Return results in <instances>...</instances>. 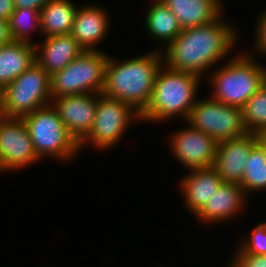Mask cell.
Instances as JSON below:
<instances>
[{
    "mask_svg": "<svg viewBox=\"0 0 266 267\" xmlns=\"http://www.w3.org/2000/svg\"><path fill=\"white\" fill-rule=\"evenodd\" d=\"M237 30L224 21L223 14L210 24L182 29L164 49V64L172 70L196 74L202 78L235 47Z\"/></svg>",
    "mask_w": 266,
    "mask_h": 267,
    "instance_id": "cell-1",
    "label": "cell"
},
{
    "mask_svg": "<svg viewBox=\"0 0 266 267\" xmlns=\"http://www.w3.org/2000/svg\"><path fill=\"white\" fill-rule=\"evenodd\" d=\"M154 50L121 61L109 55L101 94L126 102L141 114L151 100L156 76L164 64L162 50Z\"/></svg>",
    "mask_w": 266,
    "mask_h": 267,
    "instance_id": "cell-2",
    "label": "cell"
},
{
    "mask_svg": "<svg viewBox=\"0 0 266 267\" xmlns=\"http://www.w3.org/2000/svg\"><path fill=\"white\" fill-rule=\"evenodd\" d=\"M201 77L162 65L155 79L151 100L140 121L160 123L179 116L186 121L195 105Z\"/></svg>",
    "mask_w": 266,
    "mask_h": 267,
    "instance_id": "cell-3",
    "label": "cell"
},
{
    "mask_svg": "<svg viewBox=\"0 0 266 267\" xmlns=\"http://www.w3.org/2000/svg\"><path fill=\"white\" fill-rule=\"evenodd\" d=\"M239 53L210 73L209 96L226 105L242 108L266 82V67L249 53Z\"/></svg>",
    "mask_w": 266,
    "mask_h": 267,
    "instance_id": "cell-4",
    "label": "cell"
},
{
    "mask_svg": "<svg viewBox=\"0 0 266 267\" xmlns=\"http://www.w3.org/2000/svg\"><path fill=\"white\" fill-rule=\"evenodd\" d=\"M38 157L67 162L77 157L79 144L68 133L56 108L51 104L22 117Z\"/></svg>",
    "mask_w": 266,
    "mask_h": 267,
    "instance_id": "cell-5",
    "label": "cell"
},
{
    "mask_svg": "<svg viewBox=\"0 0 266 267\" xmlns=\"http://www.w3.org/2000/svg\"><path fill=\"white\" fill-rule=\"evenodd\" d=\"M52 103L50 75L33 63L1 90V116L22 118Z\"/></svg>",
    "mask_w": 266,
    "mask_h": 267,
    "instance_id": "cell-6",
    "label": "cell"
},
{
    "mask_svg": "<svg viewBox=\"0 0 266 267\" xmlns=\"http://www.w3.org/2000/svg\"><path fill=\"white\" fill-rule=\"evenodd\" d=\"M108 58L109 54L101 49L84 51L63 70L51 75L52 99L64 95L101 94Z\"/></svg>",
    "mask_w": 266,
    "mask_h": 267,
    "instance_id": "cell-7",
    "label": "cell"
},
{
    "mask_svg": "<svg viewBox=\"0 0 266 267\" xmlns=\"http://www.w3.org/2000/svg\"><path fill=\"white\" fill-rule=\"evenodd\" d=\"M140 122V113L131 105L100 94L92 129L79 143V150L92 145L97 150H109L118 145L134 121Z\"/></svg>",
    "mask_w": 266,
    "mask_h": 267,
    "instance_id": "cell-8",
    "label": "cell"
},
{
    "mask_svg": "<svg viewBox=\"0 0 266 267\" xmlns=\"http://www.w3.org/2000/svg\"><path fill=\"white\" fill-rule=\"evenodd\" d=\"M208 97L197 98L185 123L209 135L217 143L248 133L243 123L242 108Z\"/></svg>",
    "mask_w": 266,
    "mask_h": 267,
    "instance_id": "cell-9",
    "label": "cell"
},
{
    "mask_svg": "<svg viewBox=\"0 0 266 267\" xmlns=\"http://www.w3.org/2000/svg\"><path fill=\"white\" fill-rule=\"evenodd\" d=\"M40 161L22 118L0 117V174Z\"/></svg>",
    "mask_w": 266,
    "mask_h": 267,
    "instance_id": "cell-10",
    "label": "cell"
},
{
    "mask_svg": "<svg viewBox=\"0 0 266 267\" xmlns=\"http://www.w3.org/2000/svg\"><path fill=\"white\" fill-rule=\"evenodd\" d=\"M171 153L189 170L213 167L217 142L188 124L169 136Z\"/></svg>",
    "mask_w": 266,
    "mask_h": 267,
    "instance_id": "cell-11",
    "label": "cell"
},
{
    "mask_svg": "<svg viewBox=\"0 0 266 267\" xmlns=\"http://www.w3.org/2000/svg\"><path fill=\"white\" fill-rule=\"evenodd\" d=\"M99 95L100 93L74 94L52 99V105L68 133L78 144L92 129Z\"/></svg>",
    "mask_w": 266,
    "mask_h": 267,
    "instance_id": "cell-12",
    "label": "cell"
},
{
    "mask_svg": "<svg viewBox=\"0 0 266 267\" xmlns=\"http://www.w3.org/2000/svg\"><path fill=\"white\" fill-rule=\"evenodd\" d=\"M258 142V134L248 132L217 144L213 168L223 182L241 183L247 158Z\"/></svg>",
    "mask_w": 266,
    "mask_h": 267,
    "instance_id": "cell-13",
    "label": "cell"
},
{
    "mask_svg": "<svg viewBox=\"0 0 266 267\" xmlns=\"http://www.w3.org/2000/svg\"><path fill=\"white\" fill-rule=\"evenodd\" d=\"M246 197L240 184L222 182L194 217L206 225L230 221L245 208L249 200Z\"/></svg>",
    "mask_w": 266,
    "mask_h": 267,
    "instance_id": "cell-14",
    "label": "cell"
},
{
    "mask_svg": "<svg viewBox=\"0 0 266 267\" xmlns=\"http://www.w3.org/2000/svg\"><path fill=\"white\" fill-rule=\"evenodd\" d=\"M104 9L86 4L76 11L71 35L85 51H99L96 46L108 36L110 18Z\"/></svg>",
    "mask_w": 266,
    "mask_h": 267,
    "instance_id": "cell-15",
    "label": "cell"
},
{
    "mask_svg": "<svg viewBox=\"0 0 266 267\" xmlns=\"http://www.w3.org/2000/svg\"><path fill=\"white\" fill-rule=\"evenodd\" d=\"M43 38L41 45L34 44L35 59L50 76L63 70L85 51L71 34Z\"/></svg>",
    "mask_w": 266,
    "mask_h": 267,
    "instance_id": "cell-16",
    "label": "cell"
},
{
    "mask_svg": "<svg viewBox=\"0 0 266 267\" xmlns=\"http://www.w3.org/2000/svg\"><path fill=\"white\" fill-rule=\"evenodd\" d=\"M179 180L185 208L195 216L222 184V178L213 167L191 169Z\"/></svg>",
    "mask_w": 266,
    "mask_h": 267,
    "instance_id": "cell-17",
    "label": "cell"
},
{
    "mask_svg": "<svg viewBox=\"0 0 266 267\" xmlns=\"http://www.w3.org/2000/svg\"><path fill=\"white\" fill-rule=\"evenodd\" d=\"M160 1L175 15L182 29L210 24L224 14L225 10L223 0Z\"/></svg>",
    "mask_w": 266,
    "mask_h": 267,
    "instance_id": "cell-18",
    "label": "cell"
},
{
    "mask_svg": "<svg viewBox=\"0 0 266 267\" xmlns=\"http://www.w3.org/2000/svg\"><path fill=\"white\" fill-rule=\"evenodd\" d=\"M35 62V45L32 43L14 41L0 46V89L10 84Z\"/></svg>",
    "mask_w": 266,
    "mask_h": 267,
    "instance_id": "cell-19",
    "label": "cell"
},
{
    "mask_svg": "<svg viewBox=\"0 0 266 267\" xmlns=\"http://www.w3.org/2000/svg\"><path fill=\"white\" fill-rule=\"evenodd\" d=\"M78 7L71 0H50L40 10L41 36L71 34Z\"/></svg>",
    "mask_w": 266,
    "mask_h": 267,
    "instance_id": "cell-20",
    "label": "cell"
},
{
    "mask_svg": "<svg viewBox=\"0 0 266 267\" xmlns=\"http://www.w3.org/2000/svg\"><path fill=\"white\" fill-rule=\"evenodd\" d=\"M153 2V3H152ZM145 16V28L149 38L169 45L182 31L177 18L160 0L151 1Z\"/></svg>",
    "mask_w": 266,
    "mask_h": 267,
    "instance_id": "cell-21",
    "label": "cell"
},
{
    "mask_svg": "<svg viewBox=\"0 0 266 267\" xmlns=\"http://www.w3.org/2000/svg\"><path fill=\"white\" fill-rule=\"evenodd\" d=\"M240 186L247 196L266 190V148L260 142L251 149Z\"/></svg>",
    "mask_w": 266,
    "mask_h": 267,
    "instance_id": "cell-22",
    "label": "cell"
},
{
    "mask_svg": "<svg viewBox=\"0 0 266 267\" xmlns=\"http://www.w3.org/2000/svg\"><path fill=\"white\" fill-rule=\"evenodd\" d=\"M10 30L14 41L35 44L30 37L34 29L41 34L40 11L28 8L15 9L9 19ZM33 40V41H32Z\"/></svg>",
    "mask_w": 266,
    "mask_h": 267,
    "instance_id": "cell-23",
    "label": "cell"
},
{
    "mask_svg": "<svg viewBox=\"0 0 266 267\" xmlns=\"http://www.w3.org/2000/svg\"><path fill=\"white\" fill-rule=\"evenodd\" d=\"M242 115L248 132L259 134L266 129V82L242 107Z\"/></svg>",
    "mask_w": 266,
    "mask_h": 267,
    "instance_id": "cell-24",
    "label": "cell"
},
{
    "mask_svg": "<svg viewBox=\"0 0 266 267\" xmlns=\"http://www.w3.org/2000/svg\"><path fill=\"white\" fill-rule=\"evenodd\" d=\"M247 238V239H246ZM239 242L235 252H245L254 255H266V221L258 224L250 233ZM242 241V242H241Z\"/></svg>",
    "mask_w": 266,
    "mask_h": 267,
    "instance_id": "cell-25",
    "label": "cell"
},
{
    "mask_svg": "<svg viewBox=\"0 0 266 267\" xmlns=\"http://www.w3.org/2000/svg\"><path fill=\"white\" fill-rule=\"evenodd\" d=\"M229 262L228 267H266V255L235 252Z\"/></svg>",
    "mask_w": 266,
    "mask_h": 267,
    "instance_id": "cell-26",
    "label": "cell"
},
{
    "mask_svg": "<svg viewBox=\"0 0 266 267\" xmlns=\"http://www.w3.org/2000/svg\"><path fill=\"white\" fill-rule=\"evenodd\" d=\"M256 21L253 51L255 50V54L257 52L260 56H266V8L258 15V20Z\"/></svg>",
    "mask_w": 266,
    "mask_h": 267,
    "instance_id": "cell-27",
    "label": "cell"
},
{
    "mask_svg": "<svg viewBox=\"0 0 266 267\" xmlns=\"http://www.w3.org/2000/svg\"><path fill=\"white\" fill-rule=\"evenodd\" d=\"M50 0H14L15 9L28 8L40 11Z\"/></svg>",
    "mask_w": 266,
    "mask_h": 267,
    "instance_id": "cell-28",
    "label": "cell"
},
{
    "mask_svg": "<svg viewBox=\"0 0 266 267\" xmlns=\"http://www.w3.org/2000/svg\"><path fill=\"white\" fill-rule=\"evenodd\" d=\"M14 42L9 21L0 18V46Z\"/></svg>",
    "mask_w": 266,
    "mask_h": 267,
    "instance_id": "cell-29",
    "label": "cell"
},
{
    "mask_svg": "<svg viewBox=\"0 0 266 267\" xmlns=\"http://www.w3.org/2000/svg\"><path fill=\"white\" fill-rule=\"evenodd\" d=\"M14 0H0V18L9 21L14 12Z\"/></svg>",
    "mask_w": 266,
    "mask_h": 267,
    "instance_id": "cell-30",
    "label": "cell"
},
{
    "mask_svg": "<svg viewBox=\"0 0 266 267\" xmlns=\"http://www.w3.org/2000/svg\"><path fill=\"white\" fill-rule=\"evenodd\" d=\"M259 142L266 148V129L262 130L259 134Z\"/></svg>",
    "mask_w": 266,
    "mask_h": 267,
    "instance_id": "cell-31",
    "label": "cell"
}]
</instances>
